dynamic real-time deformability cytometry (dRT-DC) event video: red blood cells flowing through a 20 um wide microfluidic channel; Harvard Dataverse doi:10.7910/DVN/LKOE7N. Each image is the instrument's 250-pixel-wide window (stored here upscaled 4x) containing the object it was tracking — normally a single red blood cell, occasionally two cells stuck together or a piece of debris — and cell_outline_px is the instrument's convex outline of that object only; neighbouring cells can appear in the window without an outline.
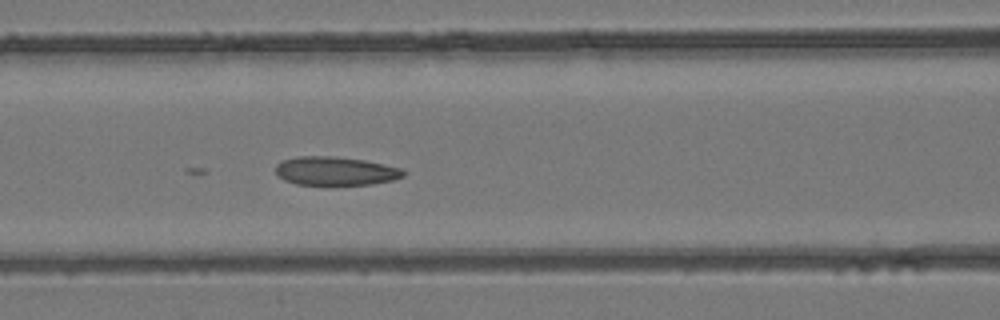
{"species": "common noctule bat (a hibernating species)", "species_latin": "Nyctalus noctula", "temperature_condition": "room temperature", "stored_images_in_passage": 50, "camera_frame_rate_fps": 3000, "um_per_image_px": 0.085, "animal": {"sex": "female", "body_mass_g": 24.6, "forearm_length_mm": 56.2}, "frame": {"image": 1, "passage_image": 22, "time_ms": 7.0, "image_size_px": [1000, 320], "cell_outline_px": [[408, 172], [404, 176], [392, 180], [372, 184], [296, 184], [284, 180], [276, 172], [276, 164], [280, 160], [296, 156], [336, 156], [364, 160], [404, 168]], "centroid_in_image_um": [28.54, 14.52], "position_along_channel_um": 138.1, "area_um2": 21.44}}
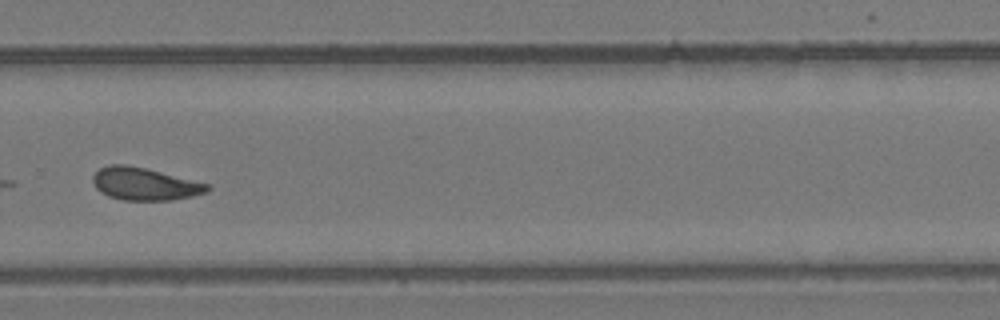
{"frame": {"image": 2, "passage_image": 35, "time_ms": 11.333, "image_size_px": [1000, 320], "cell_outline_px": [[212, 188], [208, 192], [192, 196], [172, 200], [124, 200], [108, 196], [100, 192], [96, 188], [92, 180], [92, 176], [100, 168], [108, 164], [128, 164], [212, 184]], "centroid_in_image_um": [12.32, 15.63], "position_along_channel_um": 317.5, "area_um2": 21.96}}